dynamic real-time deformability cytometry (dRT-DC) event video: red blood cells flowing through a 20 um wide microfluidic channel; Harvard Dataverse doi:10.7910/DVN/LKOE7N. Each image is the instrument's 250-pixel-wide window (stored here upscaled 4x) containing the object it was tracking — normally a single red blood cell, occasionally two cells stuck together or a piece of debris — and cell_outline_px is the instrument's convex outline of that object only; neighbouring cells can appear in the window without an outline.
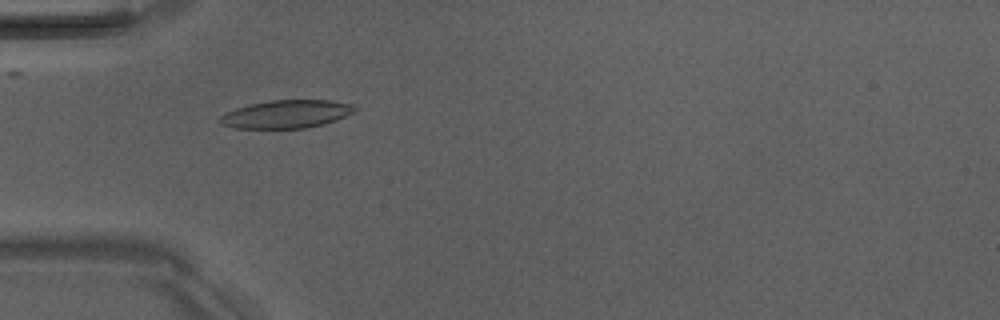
{"species": "Egyptian fruit bat (a non-hibernating species)", "species_latin": "Rousettus aegyptiacus", "temperature_condition": "room temperature", "stored_images_in_passage": 6, "camera_frame_rate_fps": 3000, "um_per_image_px": 0.085, "animal": {"sex": "male"}, "frame": {"image": 1, "passage_image": 4, "time_ms": 3.667, "image_size_px": [1000, 320], "cell_outline_px": [[356, 112], [336, 120], [324, 124], [304, 128], [232, 128], [224, 124], [220, 120], [220, 116], [236, 108], [248, 104], [268, 100], [328, 100], [352, 104], [356, 108]], "centroid_in_image_um": [24.38, 9.69], "position_along_channel_um": 60.6, "area_um2": 21.96}}